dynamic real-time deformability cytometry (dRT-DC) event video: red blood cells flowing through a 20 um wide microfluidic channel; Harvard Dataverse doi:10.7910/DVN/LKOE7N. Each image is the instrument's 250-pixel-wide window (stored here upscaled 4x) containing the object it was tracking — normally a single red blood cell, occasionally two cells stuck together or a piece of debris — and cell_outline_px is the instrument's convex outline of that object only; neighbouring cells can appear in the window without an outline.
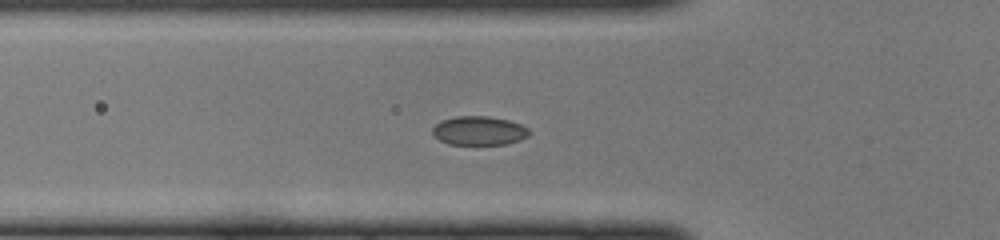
{"species": "common noctule bat (a hibernating species)", "species_latin": "Nyctalus noctula", "temperature_condition": "cold", "stored_images_in_passage": 42, "camera_frame_rate_fps": 3000, "um_per_image_px": 0.085, "animal": {"sex": "female", "body_mass_g": 22.0, "forearm_length_mm": 56.7}, "frame": {"image": 1, "passage_image": 15, "time_ms": 4.667, "image_size_px": [1000, 240], "cell_outline_px": [[528, 136], [520, 140], [504, 144], [448, 144], [432, 136], [432, 128], [440, 120], [456, 116], [488, 116], [508, 120], [520, 124], [528, 128]], "centroid_in_image_um": [40.67, 11.1], "position_along_channel_um": 85.1, "area_um2": 16.3}}
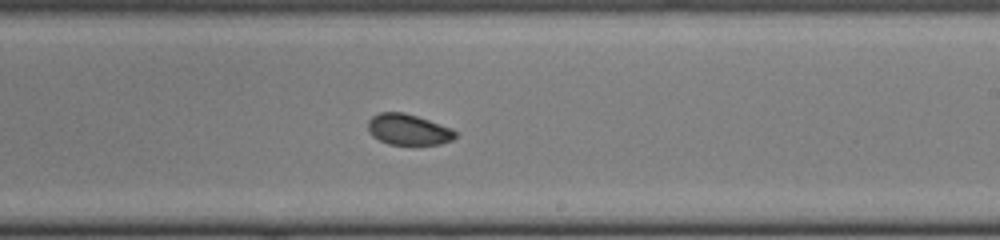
{"frame": {"image": 2, "passage_image": 27, "time_ms": 8.667, "image_size_px": [1000, 240], "cell_outline_px": [[456, 136], [452, 140], [440, 144], [388, 144], [372, 136], [368, 132], [368, 120], [372, 116], [380, 112], [404, 112], [452, 128], [456, 132]], "centroid_in_image_um": [34.68, 11.01], "position_along_channel_um": 254.3, "area_um2": 15.66}}
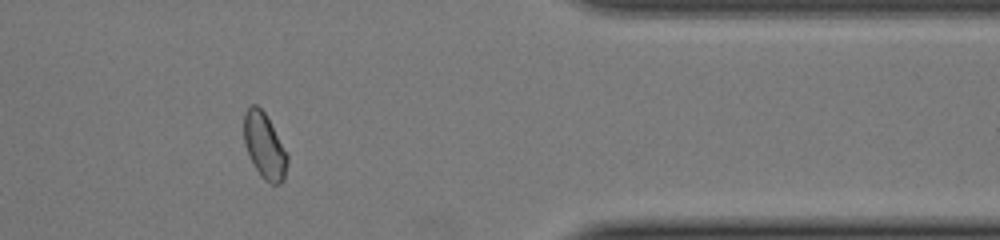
{"frame": {"image": 3, "passage_image": 38, "time_ms": 12.333, "image_size_px": [1000, 240], "cell_outline_px": [[288, 164], [284, 180], [280, 184], [272, 184], [264, 180], [260, 176], [244, 144], [244, 112], [252, 104], [256, 104], [264, 112], [288, 156]], "centroid_in_image_um": [22.48, 12.43], "position_along_channel_um": 388.9, "area_um2": 16.3}}